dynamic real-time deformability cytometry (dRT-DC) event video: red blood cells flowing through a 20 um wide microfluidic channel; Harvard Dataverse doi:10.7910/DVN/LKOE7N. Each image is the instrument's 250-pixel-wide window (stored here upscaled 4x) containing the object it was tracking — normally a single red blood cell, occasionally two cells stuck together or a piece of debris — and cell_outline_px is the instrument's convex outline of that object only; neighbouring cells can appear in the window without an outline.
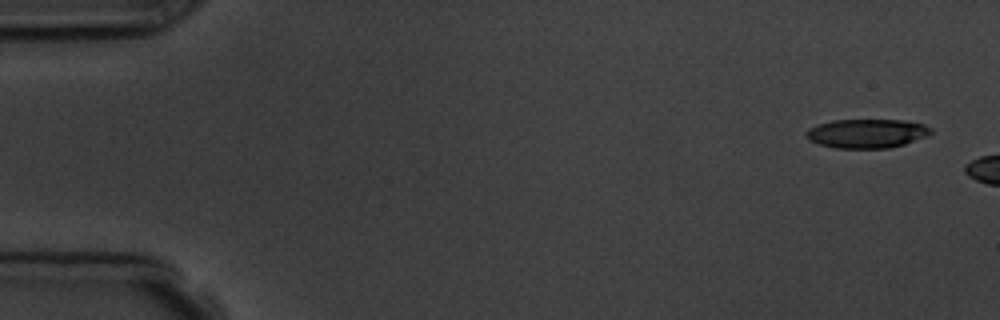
{"species": "common noctule bat (a hibernating species)", "species_latin": "Nyctalus noctula", "temperature_condition": "room temperature", "stored_images_in_passage": 3, "camera_frame_rate_fps": 3000, "um_per_image_px": 0.085, "animal": {"sex": "male", "body_mass_g": 19.5, "forearm_length_mm": 54.6}, "frame": {"image": 1, "passage_image": 1, "time_ms": 0.0, "image_size_px": [1000, 320], "cell_outline_px": [[932, 132], [924, 136], [904, 144], [888, 148], [836, 148], [820, 144], [808, 140], [804, 132], [808, 128], [832, 120], [904, 120], [924, 124], [932, 128]], "centroid_in_image_um": [73.65, 11.34], "position_along_channel_um": 11.4, "area_um2": 20.98}}